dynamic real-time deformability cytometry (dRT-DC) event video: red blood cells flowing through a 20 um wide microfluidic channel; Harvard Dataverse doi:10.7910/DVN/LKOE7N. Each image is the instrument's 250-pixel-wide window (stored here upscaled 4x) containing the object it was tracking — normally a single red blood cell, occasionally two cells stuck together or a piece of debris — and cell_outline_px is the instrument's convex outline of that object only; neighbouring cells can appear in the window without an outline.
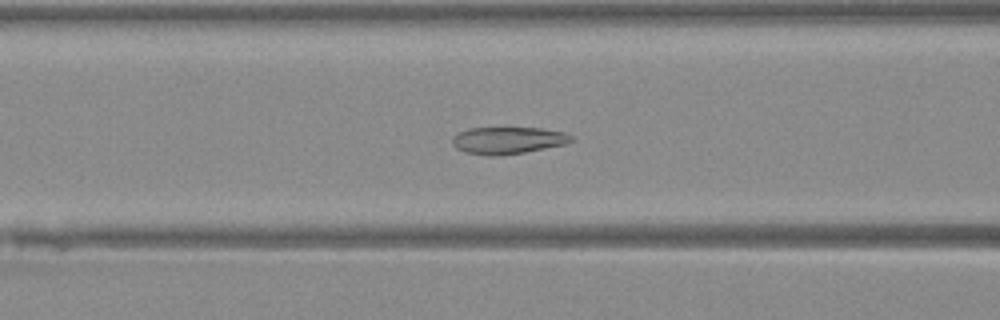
{"species": "Egyptian fruit bat (a non-hibernating species)", "species_latin": "Rousettus aegyptiacus", "temperature_condition": "warm", "stored_images_in_passage": 48, "camera_frame_rate_fps": 3000, "um_per_image_px": 0.085, "animal": {"sex": "female"}, "frame": {"image": 1, "passage_image": 20, "time_ms": 6.333, "image_size_px": [1000, 320], "cell_outline_px": [[572, 140], [564, 144], [524, 152], [496, 156], [488, 156], [464, 152], [456, 148], [452, 144], [452, 140], [460, 132], [468, 128], [540, 128], [564, 132], [572, 136]], "centroid_in_image_um": [43.14, 11.93], "position_along_channel_um": 123.5, "area_um2": 18.5}}
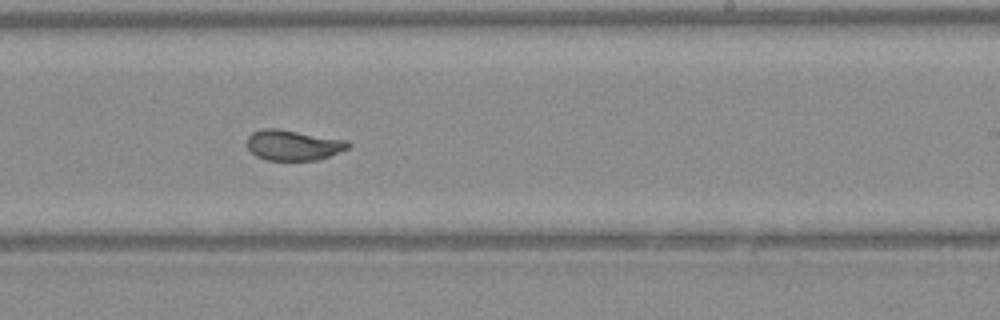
{"frame": {"image": 2, "passage_image": 30, "time_ms": 9.667, "image_size_px": [1000, 320], "cell_outline_px": [[352, 144], [348, 148], [328, 156], [316, 160], [264, 160], [256, 156], [248, 148], [248, 136], [252, 132], [264, 128], [276, 128], [348, 140]], "centroid_in_image_um": [24.92, 12.33], "position_along_channel_um": 264.1, "area_um2": 17.86}}
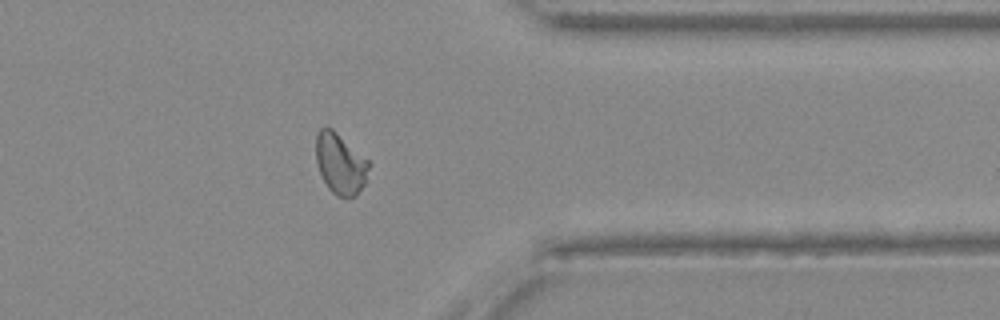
{"frame": {"image": 3, "passage_image": 39, "time_ms": 12.667, "image_size_px": [1000, 320], "cell_outline_px": [[372, 164], [364, 184], [356, 196], [336, 196], [328, 188], [320, 172], [316, 160], [316, 136], [320, 128], [332, 128], [368, 160]], "centroid_in_image_um": [28.94, 13.92], "position_along_channel_um": 382.5, "area_um2": 18.61}}